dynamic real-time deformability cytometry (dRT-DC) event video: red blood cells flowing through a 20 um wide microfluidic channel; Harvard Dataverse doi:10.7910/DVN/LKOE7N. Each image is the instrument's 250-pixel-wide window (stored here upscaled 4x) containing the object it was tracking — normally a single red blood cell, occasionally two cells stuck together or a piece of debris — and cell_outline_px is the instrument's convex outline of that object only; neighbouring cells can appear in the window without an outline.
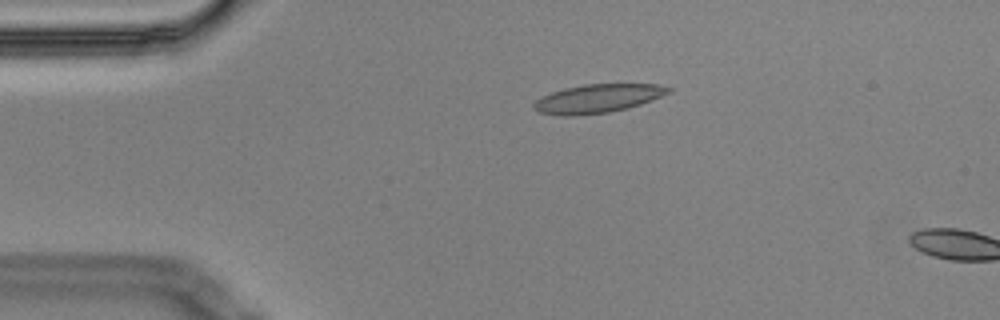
{"species": "Egyptian fruit bat (a non-hibernating species)", "species_latin": "Rousettus aegyptiacus", "temperature_condition": "cold", "stored_images_in_passage": 4, "camera_frame_rate_fps": 3000, "um_per_image_px": 0.085, "animal": {"sex": "male"}, "frame": {"image": 1, "passage_image": 3, "time_ms": 0.667, "image_size_px": [1000, 320], "cell_outline_px": [[672, 92], [652, 100], [628, 108], [608, 112], [576, 116], [564, 116], [540, 112], [532, 108], [532, 104], [536, 100], [552, 92], [564, 88], [584, 84], [660, 84], [672, 88]], "centroid_in_image_um": [50.83, 8.37], "position_along_channel_um": 34.2, "area_um2": 22.48}}